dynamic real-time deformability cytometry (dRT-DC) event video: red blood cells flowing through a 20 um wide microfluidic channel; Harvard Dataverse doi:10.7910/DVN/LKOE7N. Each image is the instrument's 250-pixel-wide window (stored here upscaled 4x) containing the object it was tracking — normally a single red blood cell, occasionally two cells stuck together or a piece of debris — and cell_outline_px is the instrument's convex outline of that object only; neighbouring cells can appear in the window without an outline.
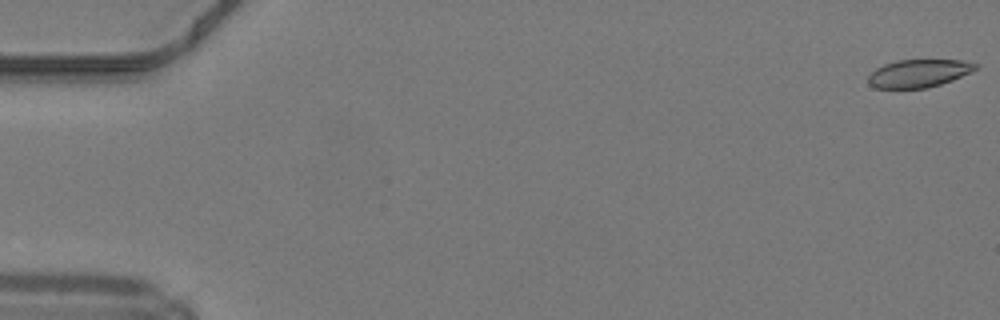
{"species": "common noctule bat (a hibernating species)", "species_latin": "Nyctalus noctula", "temperature_condition": "warm", "stored_images_in_passage": 12, "camera_frame_rate_fps": 3000, "um_per_image_px": 0.085, "animal": {"sex": "male", "body_mass_g": 19.2, "forearm_length_mm": 51.8}, "frame": {"image": 1, "passage_image": 1, "time_ms": 0.0, "image_size_px": [1000, 320], "cell_outline_px": [[980, 64], [976, 68], [952, 80], [928, 88], [876, 88], [868, 84], [868, 76], [876, 68], [884, 64], [896, 60], [960, 60]], "centroid_in_image_um": [78.05, 6.23], "position_along_channel_um": 6.9, "area_um2": 17.28}}